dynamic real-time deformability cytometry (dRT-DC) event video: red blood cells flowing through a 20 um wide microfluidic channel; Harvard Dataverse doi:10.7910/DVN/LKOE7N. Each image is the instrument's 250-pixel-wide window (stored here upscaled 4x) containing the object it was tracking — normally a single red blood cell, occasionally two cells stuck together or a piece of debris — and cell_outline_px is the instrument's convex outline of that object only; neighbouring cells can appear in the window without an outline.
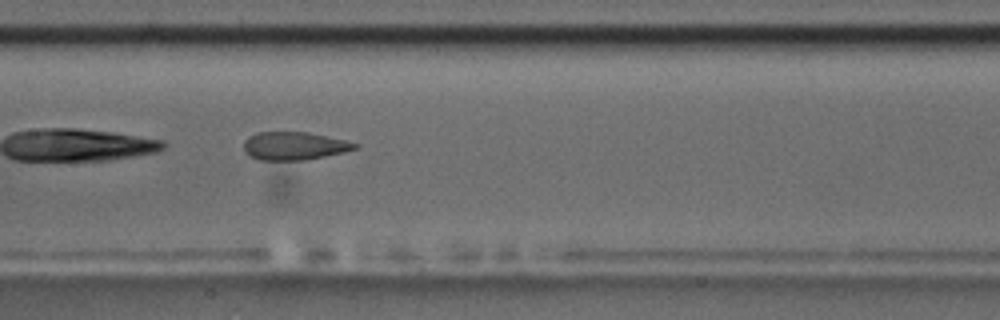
{"species": "common noctule bat (a hibernating species)", "species_latin": "Nyctalus noctula", "temperature_condition": "room temperature", "stored_images_in_passage": 34, "camera_frame_rate_fps": 3000, "um_per_image_px": 0.085, "animal": {"sex": "male", "body_mass_g": 17.5, "forearm_length_mm": 52.3}, "frame": {"image": 1, "passage_image": 10, "time_ms": 3.0, "image_size_px": [1000, 320], "cell_outline_px": [[360, 144], [356, 148], [344, 152], [304, 160], [260, 160], [248, 156], [244, 152], [244, 140], [248, 136], [256, 132], [308, 132], [344, 140]], "centroid_in_image_um": [24.95, 12.4], "position_along_channel_um": 182.4, "area_um2": 18.21}}